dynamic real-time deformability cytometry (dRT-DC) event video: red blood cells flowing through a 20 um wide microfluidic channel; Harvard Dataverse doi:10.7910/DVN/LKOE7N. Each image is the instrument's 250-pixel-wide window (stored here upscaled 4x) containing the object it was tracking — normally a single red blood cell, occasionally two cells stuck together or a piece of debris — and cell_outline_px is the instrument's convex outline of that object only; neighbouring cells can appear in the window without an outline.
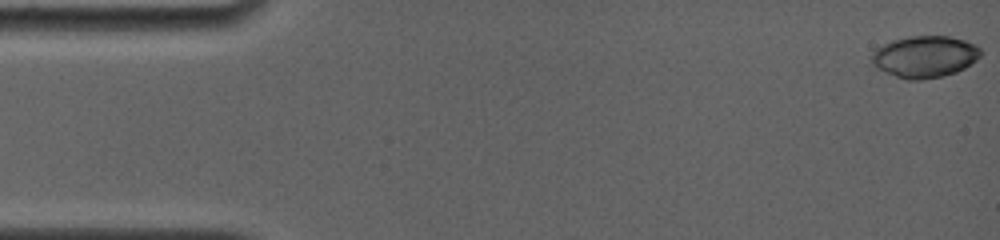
{"species": "common noctule bat (a hibernating species)", "species_latin": "Nyctalus noctula", "temperature_condition": "room temperature", "stored_images_in_passage": 15, "camera_frame_rate_fps": 4000, "um_per_image_px": 0.085, "animal": {"sex": "female", "body_mass_g": 19.0, "forearm_length_mm": 56.7}, "frame": {"image": 1, "passage_image": 1, "time_ms": 0.0, "image_size_px": [1000, 240], "cell_outline_px": [[980, 56], [976, 60], [964, 68], [956, 72], [944, 76], [920, 80], [908, 80], [896, 76], [876, 68], [872, 64], [868, 56], [876, 48], [892, 40], [908, 36], [948, 36], [964, 40], [976, 44], [980, 48]], "centroid_in_image_um": [78.57, 4.81], "position_along_channel_um": 6.4, "area_um2": 26.7}}
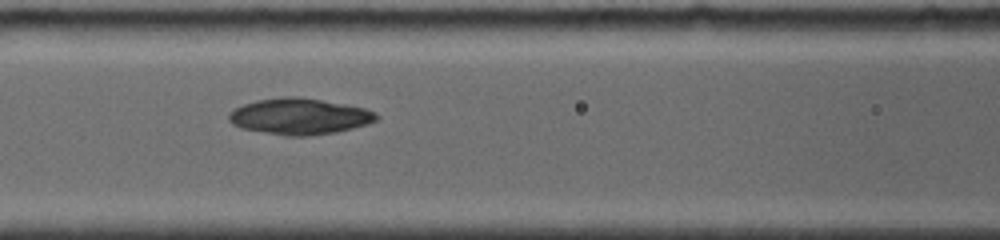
{"frame": {"image": 2, "passage_image": 13, "time_ms": 7.0, "image_size_px": [1000, 240], "cell_outline_px": [[380, 116], [376, 120], [368, 124], [336, 132], [308, 136], [284, 136], [240, 128], [232, 124], [228, 120], [228, 112], [244, 104], [256, 100], [280, 96], [296, 96], [344, 104], [364, 108], [376, 112]], "centroid_in_image_um": [25.43, 9.89], "position_along_channel_um": 141.2, "area_um2": 31.27}}
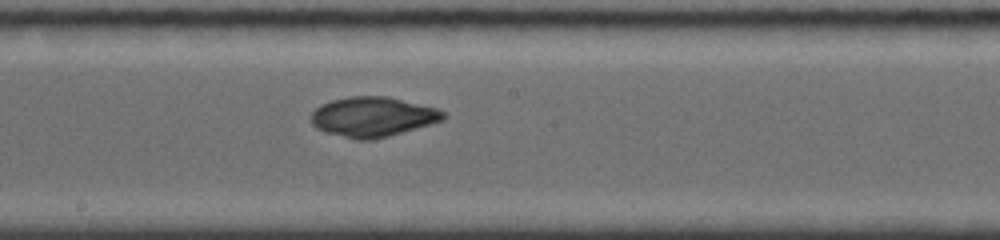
{"frame": {"image": 3, "passage_image": 15, "time_ms": 9.0, "image_size_px": [1000, 240], "cell_outline_px": [[448, 116], [444, 120], [388, 136], [372, 140], [352, 140], [324, 132], [316, 128], [312, 124], [312, 112], [320, 104], [332, 100], [352, 96], [388, 96], [440, 108]], "centroid_in_image_um": [31.7, 9.93], "position_along_channel_um": 216.5, "area_um2": 31.04}}